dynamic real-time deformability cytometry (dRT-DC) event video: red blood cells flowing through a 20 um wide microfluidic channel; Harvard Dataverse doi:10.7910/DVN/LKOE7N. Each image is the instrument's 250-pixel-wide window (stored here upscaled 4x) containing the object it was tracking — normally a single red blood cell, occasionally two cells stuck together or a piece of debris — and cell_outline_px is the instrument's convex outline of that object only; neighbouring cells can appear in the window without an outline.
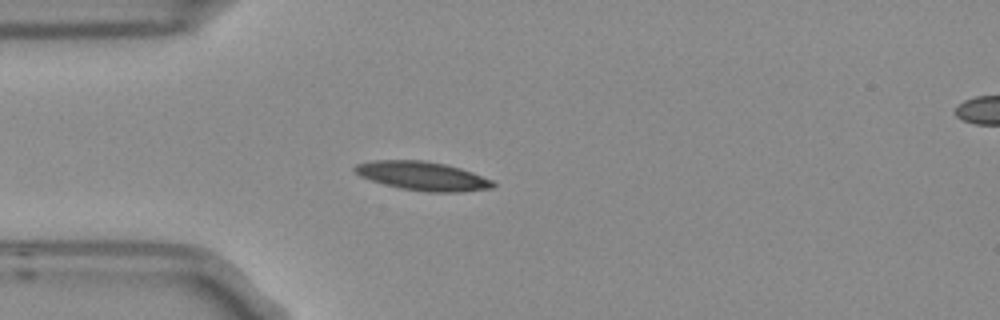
{"species": "Egyptian fruit bat (a non-hibernating species)", "species_latin": "Rousettus aegyptiacus", "temperature_condition": "room temperature", "stored_images_in_passage": 4, "segment_of_instrument_passage": [1, 2], "camera_frame_rate_fps": 3000, "um_per_image_px": 0.085, "frame": {"image": 1, "passage_image": 3, "time_ms": 0.667, "image_size_px": [1000, 320], "cell_outline_px": [[496, 184], [492, 188], [460, 192], [428, 192], [400, 188], [384, 184], [360, 176], [352, 168], [356, 164], [372, 160], [424, 160], [444, 164], [460, 168], [472, 172], [492, 180]], "centroid_in_image_um": [35.91, 14.95], "position_along_channel_um": 49.1, "area_um2": 23.12}}